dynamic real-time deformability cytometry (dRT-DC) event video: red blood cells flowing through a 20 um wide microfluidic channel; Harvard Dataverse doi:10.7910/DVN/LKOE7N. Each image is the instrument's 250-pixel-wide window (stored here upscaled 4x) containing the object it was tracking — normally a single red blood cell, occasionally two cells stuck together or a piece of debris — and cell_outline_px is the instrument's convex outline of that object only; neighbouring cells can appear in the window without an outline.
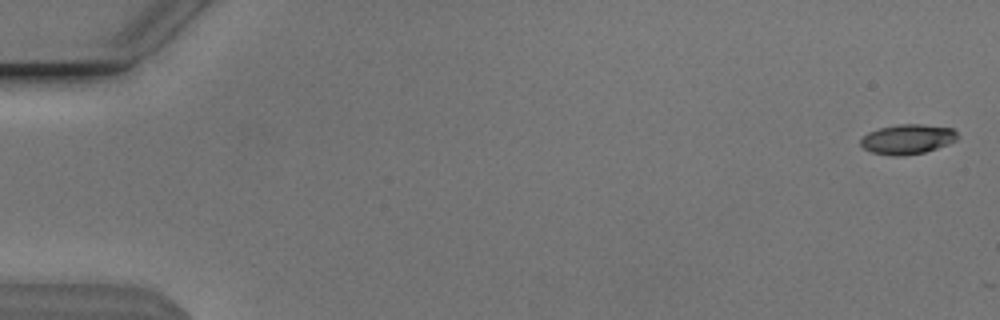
{"species": "Egyptian fruit bat (a non-hibernating species)", "species_latin": "Rousettus aegyptiacus", "temperature_condition": "cold", "stored_images_in_passage": 9, "camera_frame_rate_fps": 3000, "um_per_image_px": 0.085, "animal": {"sex": "male"}, "frame": {"image": 1, "passage_image": 2, "time_ms": 0.333, "image_size_px": [1000, 320], "cell_outline_px": [[960, 136], [956, 140], [948, 144], [924, 152], [900, 156], [892, 156], [872, 152], [864, 148], [860, 144], [860, 140], [868, 132], [880, 128], [900, 124], [920, 124], [952, 128]], "centroid_in_image_um": [77.14, 11.83], "position_along_channel_um": 7.9, "area_um2": 16.7}}